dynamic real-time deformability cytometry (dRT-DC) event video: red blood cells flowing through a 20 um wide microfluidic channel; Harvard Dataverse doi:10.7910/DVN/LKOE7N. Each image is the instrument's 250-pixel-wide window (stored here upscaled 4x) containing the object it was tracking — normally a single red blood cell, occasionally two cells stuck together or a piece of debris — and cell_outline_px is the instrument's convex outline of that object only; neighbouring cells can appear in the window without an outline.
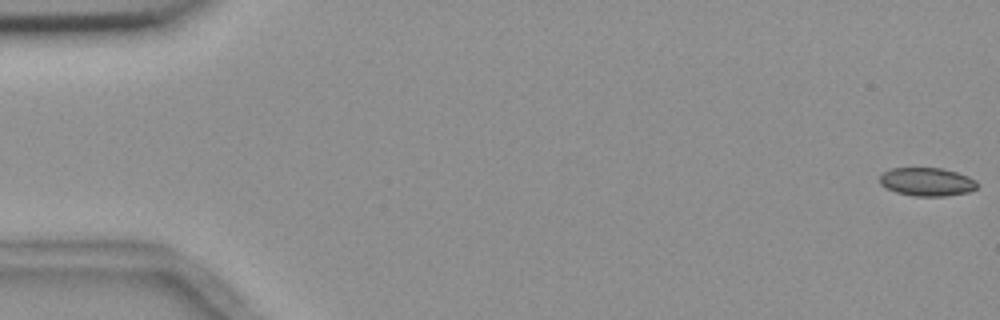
{"species": "common noctule bat (a hibernating species)", "species_latin": "Nyctalus noctula", "temperature_condition": "room temperature", "stored_images_in_passage": 6, "camera_frame_rate_fps": 3000, "um_per_image_px": 0.085, "animal": {"sex": "female", "body_mass_g": 18.4}, "frame": {"image": 1, "passage_image": 1, "time_ms": 0.0, "image_size_px": [1000, 320], "cell_outline_px": [[976, 188], [968, 192], [944, 196], [916, 196], [896, 192], [880, 184], [880, 176], [884, 172], [892, 168], [940, 168], [956, 172], [968, 176], [976, 180]], "centroid_in_image_um": [78.79, 15.45], "position_along_channel_um": 6.2, "area_um2": 15.9}}